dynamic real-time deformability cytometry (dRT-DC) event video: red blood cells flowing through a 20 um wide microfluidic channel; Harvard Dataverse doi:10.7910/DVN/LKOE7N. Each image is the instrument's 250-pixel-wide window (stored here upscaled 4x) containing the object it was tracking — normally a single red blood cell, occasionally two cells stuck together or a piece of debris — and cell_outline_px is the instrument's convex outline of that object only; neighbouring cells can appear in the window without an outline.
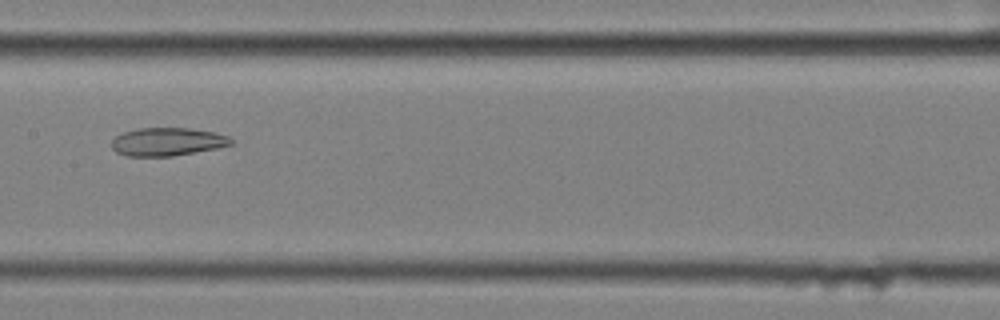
{"species": "common noctule bat (a hibernating species)", "species_latin": "Nyctalus noctula", "temperature_condition": "cold", "stored_images_in_passage": 58, "camera_frame_rate_fps": 3000, "um_per_image_px": 0.085, "animal": {"sex": "female", "body_mass_g": 25.1}, "frame": {"image": 1, "passage_image": 30, "time_ms": 9.667, "image_size_px": [1000, 320], "cell_outline_px": [[232, 144], [220, 148], [172, 156], [128, 156], [116, 152], [112, 148], [112, 140], [116, 136], [124, 132], [140, 128], [188, 128], [212, 132], [228, 136], [232, 140]], "centroid_in_image_um": [14.23, 12.05], "position_along_channel_um": 193.2, "area_um2": 19.48}}
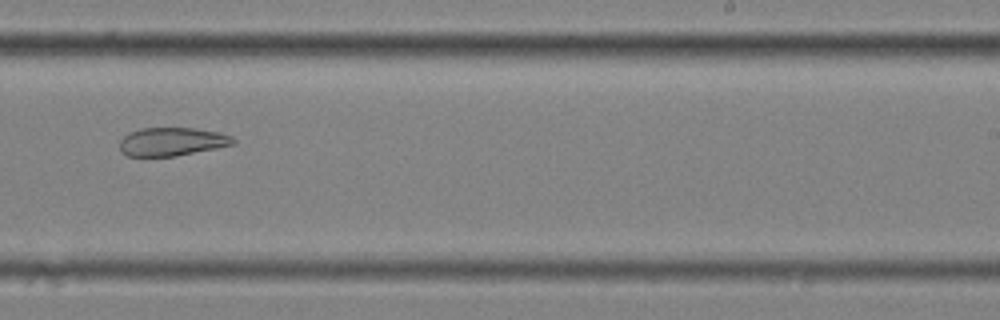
{"frame": {"image": 2, "passage_image": 37, "time_ms": 12.0, "image_size_px": [1000, 320], "cell_outline_px": [[236, 144], [176, 156], [128, 156], [120, 152], [120, 140], [128, 132], [140, 128], [196, 128], [220, 132], [232, 136], [236, 140]], "centroid_in_image_um": [14.63, 12.03], "position_along_channel_um": 274.4, "area_um2": 18.96}}
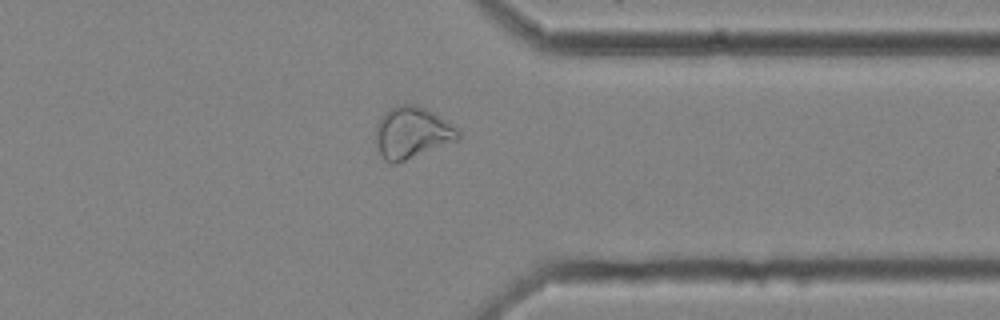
{"frame": {"image": 3, "passage_image": 46, "time_ms": 15.0, "image_size_px": [1000, 320], "cell_outline_px": [[460, 140], [404, 160], [392, 164], [384, 160], [376, 148], [376, 124], [380, 116], [384, 112], [400, 104], [416, 104], [432, 112], [456, 128], [460, 132]], "centroid_in_image_um": [34.99, 11.28], "position_along_channel_um": 376.4, "area_um2": 24.68}, "authors_computed_cell_mechanics": {"area_um2": 27.1371, "velocity_mm_per_s": 3.4915, "shape_relaxation_time_tau1_ms": null, "shape_relaxation_time_tau2_ms": 6.7008, "deformation_change_tau1": null, "deformation_change_tau2": 0.1495}}